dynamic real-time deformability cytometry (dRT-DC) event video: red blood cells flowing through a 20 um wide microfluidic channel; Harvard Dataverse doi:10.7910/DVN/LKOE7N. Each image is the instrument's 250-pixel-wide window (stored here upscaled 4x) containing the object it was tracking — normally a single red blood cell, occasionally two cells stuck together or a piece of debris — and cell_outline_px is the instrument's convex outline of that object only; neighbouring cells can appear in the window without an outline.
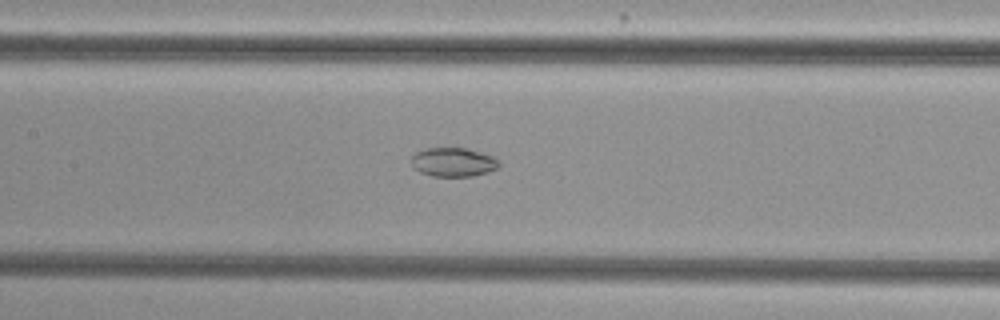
{"species": "common noctule bat (a hibernating species)", "species_latin": "Nyctalus noctula", "temperature_condition": "cold", "stored_images_in_passage": 29, "camera_frame_rate_fps": 3000, "um_per_image_px": 0.085, "animal": {"sex": "female", "body_mass_g": 29.2, "forearm_length_mm": 56.3}, "frame": {"image": 1, "passage_image": 8, "time_ms": 2.333, "image_size_px": [1000, 320], "cell_outline_px": [[500, 164], [496, 168], [488, 172], [472, 176], [432, 176], [420, 172], [412, 168], [412, 156], [416, 152], [428, 148], [468, 148], [492, 156], [500, 160]], "centroid_in_image_um": [38.53, 13.78], "position_along_channel_um": 168.9, "area_um2": 14.8}}
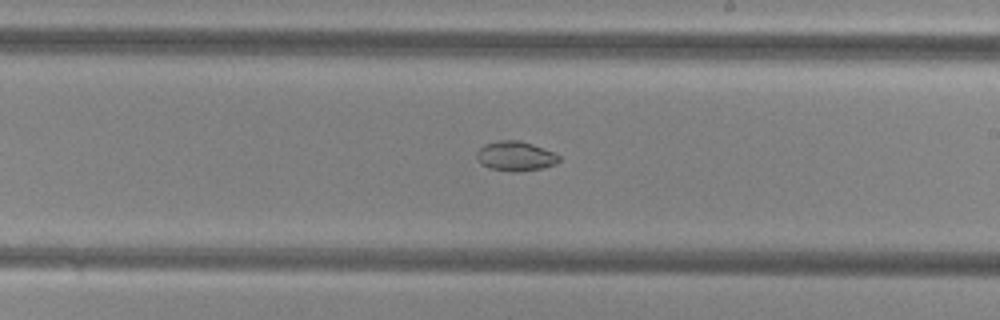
{"frame": {"image": 2, "passage_image": 14, "time_ms": 4.333, "image_size_px": [1000, 320], "cell_outline_px": [[560, 160], [556, 164], [544, 168], [520, 172], [512, 172], [488, 168], [480, 164], [476, 156], [476, 152], [484, 144], [500, 140], [520, 140], [532, 144], [552, 152], [560, 156]], "centroid_in_image_um": [43.8, 13.28], "position_along_channel_um": 245.2, "area_um2": 14.39}}
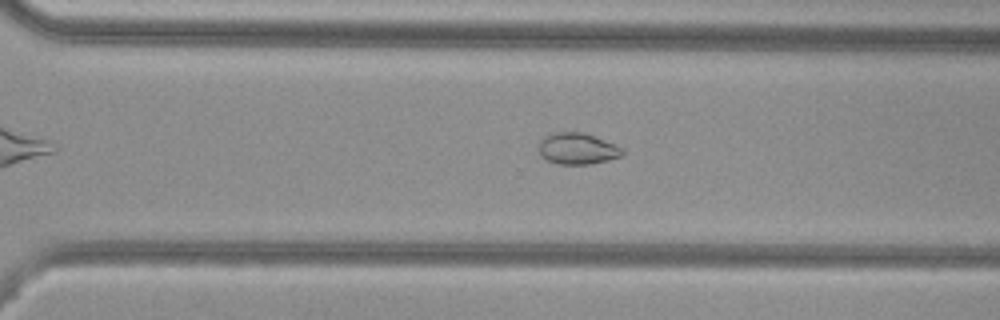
{"frame": {"image": 3, "passage_image": 20, "time_ms": 6.333, "image_size_px": [1000, 320], "cell_outline_px": [[624, 152], [620, 156], [608, 160], [592, 164], [556, 164], [540, 156], [540, 140], [544, 136], [556, 132], [584, 132], [624, 148]], "centroid_in_image_um": [49.08, 12.64], "position_along_channel_um": 321.5, "area_um2": 15.26}}